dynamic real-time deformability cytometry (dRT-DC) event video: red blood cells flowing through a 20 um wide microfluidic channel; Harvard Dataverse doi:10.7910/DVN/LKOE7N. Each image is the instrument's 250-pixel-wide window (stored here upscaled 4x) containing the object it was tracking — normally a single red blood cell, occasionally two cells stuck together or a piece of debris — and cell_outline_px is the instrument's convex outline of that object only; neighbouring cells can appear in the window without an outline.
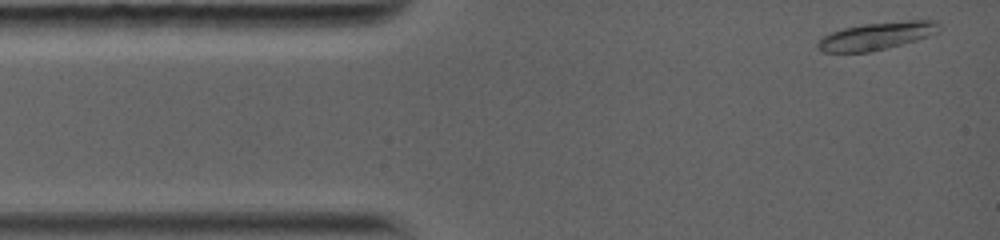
{"species": "common noctule bat (a hibernating species)", "species_latin": "Nyctalus noctula", "temperature_condition": "warm", "stored_images_in_passage": 74, "camera_frame_rate_fps": 5000, "um_per_image_px": 0.085, "animal": {"sex": "female", "body_mass_g": 19.0, "forearm_length_mm": 56.7}, "frame": {"image": 1, "passage_image": 2, "time_ms": 0.2, "image_size_px": [1000, 240], "cell_outline_px": [[940, 28], [936, 32], [928, 36], [916, 40], [872, 52], [824, 52], [816, 48], [816, 40], [832, 32], [844, 28], [864, 24], [908, 20], [936, 20], [940, 24]], "centroid_in_image_um": [74.49, 3.06], "position_along_channel_um": 10.5, "area_um2": 19.48}}
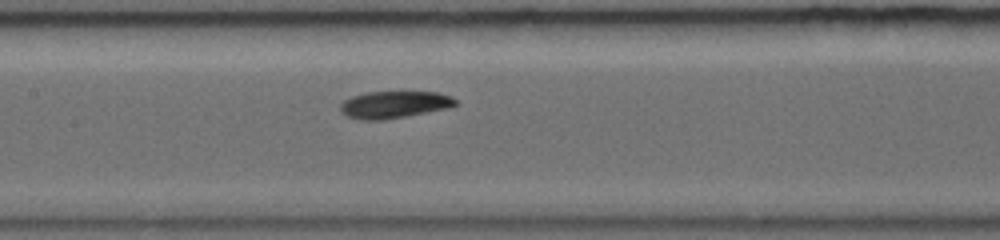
{"frame": {"image": 2, "passage_image": 34, "time_ms": 5.8, "image_size_px": [1000, 240], "cell_outline_px": [[456, 104], [448, 108], [408, 116], [384, 120], [360, 120], [348, 116], [340, 112], [340, 104], [344, 100], [352, 96], [368, 92], [436, 92], [452, 96], [456, 100]], "centroid_in_image_um": [33.49, 8.9], "position_along_channel_um": 173.9, "area_um2": 18.21}}
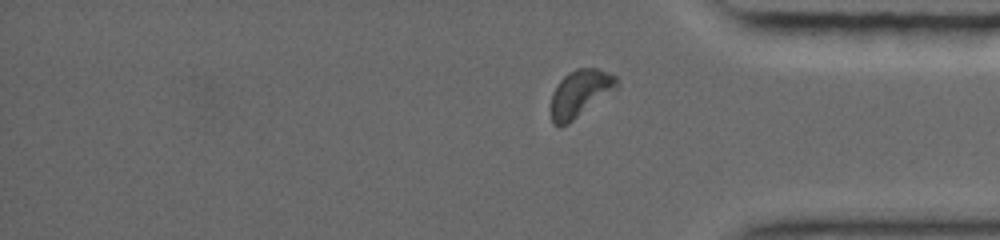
{"frame": {"image": 3, "passage_image": 63, "time_ms": 11.2, "image_size_px": [1000, 240], "cell_outline_px": [[616, 92], [568, 124], [560, 128], [552, 124], [552, 92], [560, 80], [568, 72], [576, 68], [596, 68], [616, 76]], "centroid_in_image_um": [49.32, 7.97], "position_along_channel_um": 385.9, "area_um2": 18.38}, "authors_computed_cell_mechanics": {"area_um2": 18.4093, "velocity_mm_per_s": 4.0435, "shape_relaxation_time_tau1_ms": 3.7599, "shape_relaxation_time_tau2_ms": null, "deformation_change_tau1": 0.132, "deformation_change_tau2": null}}